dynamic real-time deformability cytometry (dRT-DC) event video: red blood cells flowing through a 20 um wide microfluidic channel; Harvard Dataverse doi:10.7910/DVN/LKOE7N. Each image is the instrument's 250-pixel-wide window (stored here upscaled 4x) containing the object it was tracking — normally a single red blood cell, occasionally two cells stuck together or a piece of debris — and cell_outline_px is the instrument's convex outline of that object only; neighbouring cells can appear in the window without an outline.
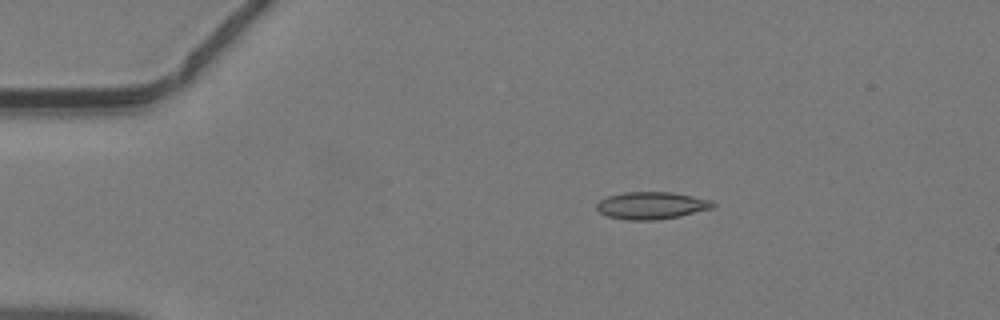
{"species": "common noctule bat (a hibernating species)", "species_latin": "Nyctalus noctula", "temperature_condition": "warm", "stored_images_in_passage": 33, "camera_frame_rate_fps": 3000, "um_per_image_px": 0.085, "animal": {"sex": "male", "body_mass_g": 19.2, "forearm_length_mm": 51.8}, "frame": {"image": 1, "passage_image": 1, "time_ms": 0.0, "image_size_px": [1000, 320], "cell_outline_px": [[716, 204], [712, 208], [680, 216], [656, 220], [628, 220], [608, 216], [600, 212], [596, 208], [596, 204], [600, 200], [608, 196], [624, 192], [672, 192], [712, 200]], "centroid_in_image_um": [55.38, 17.46], "position_along_channel_um": 29.6, "area_um2": 18.44}}
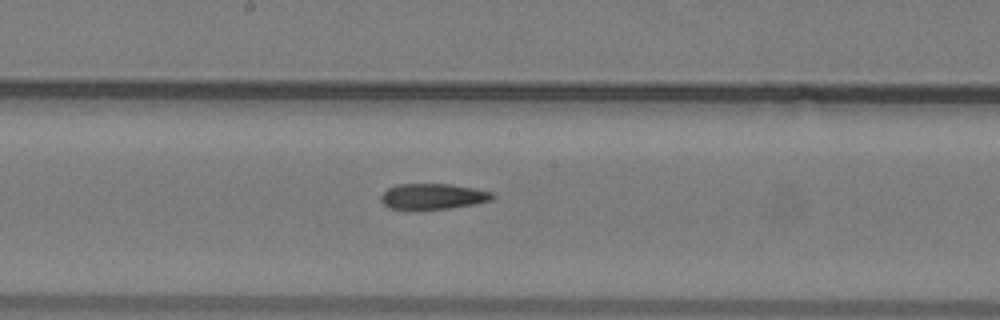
{"frame": {"image": 2, "passage_image": 17, "time_ms": 5.333, "image_size_px": [1000, 320], "cell_outline_px": [[496, 196], [492, 200], [476, 204], [448, 208], [416, 212], [404, 212], [388, 208], [380, 200], [380, 196], [388, 188], [396, 184], [452, 184], [492, 192]], "centroid_in_image_um": [36.72, 16.74], "position_along_channel_um": 211.5, "area_um2": 17.51}}
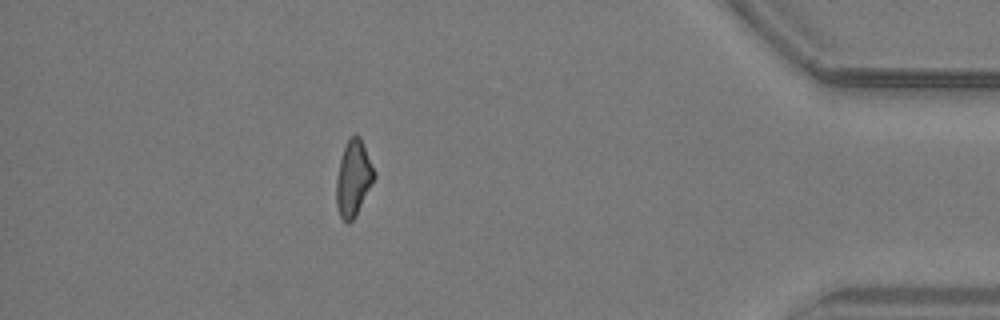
{"frame": {"image": 3, "passage_image": 33, "time_ms": 10.667, "image_size_px": [1000, 320], "cell_outline_px": [[376, 176], [356, 216], [348, 224], [340, 216], [336, 204], [336, 180], [340, 160], [344, 148], [348, 140], [356, 132], [360, 136], [376, 172]], "centroid_in_image_um": [30.05, 15.16], "position_along_channel_um": 405.2, "area_um2": 16.76}}